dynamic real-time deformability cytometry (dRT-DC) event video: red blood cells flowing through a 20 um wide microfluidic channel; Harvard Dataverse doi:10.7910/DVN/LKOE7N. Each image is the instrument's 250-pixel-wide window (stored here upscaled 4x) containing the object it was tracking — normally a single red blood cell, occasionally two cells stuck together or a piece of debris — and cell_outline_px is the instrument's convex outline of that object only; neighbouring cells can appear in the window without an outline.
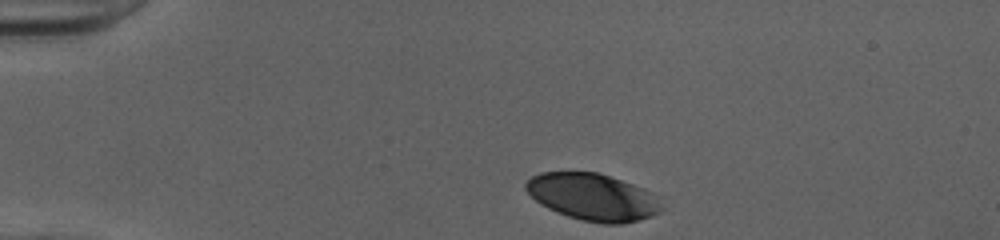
{"species": "human", "species_latin": "Homo sapiens", "temperature_condition": "cold", "stored_images_in_passage": 33, "camera_frame_rate_fps": 3000, "um_per_image_px": 0.085, "donor": {"sex": "female"}, "frame": {"image": 1, "passage_image": 1, "time_ms": 0.0, "image_size_px": [1000, 240], "cell_outline_px": [[664, 208], [660, 212], [652, 216], [640, 220], [620, 224], [604, 224], [580, 220], [556, 212], [540, 204], [524, 188], [524, 184], [532, 176], [540, 172], [600, 172], [644, 188], [660, 196]], "centroid_in_image_um": [50.45, 16.75], "position_along_channel_um": 34.6, "area_um2": 37.69}}
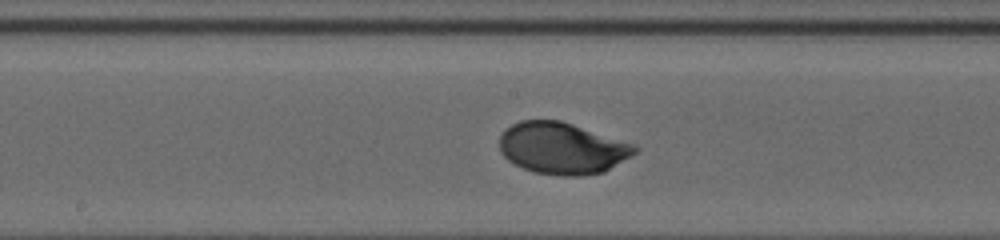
{"frame": {"image": 2, "passage_image": 18, "time_ms": 5.667, "image_size_px": [1000, 240], "cell_outline_px": [[640, 148], [632, 156], [604, 172], [584, 176], [560, 176], [536, 172], [524, 168], [508, 160], [500, 152], [500, 136], [512, 124], [520, 120], [560, 120], [636, 144]], "centroid_in_image_um": [47.83, 12.6], "position_along_channel_um": 200.4, "area_um2": 40.81}}
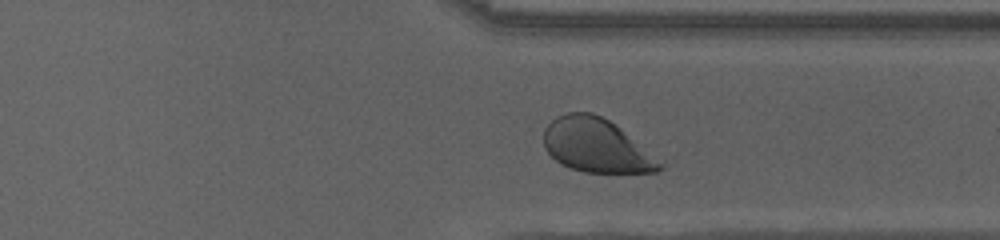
{"frame": {"image": 3, "passage_image": 30, "time_ms": 9.667, "image_size_px": [1000, 240], "cell_outline_px": [[664, 168], [656, 172], [584, 172], [560, 164], [544, 148], [544, 128], [556, 116], [568, 112], [592, 112], [616, 124], [664, 164]], "centroid_in_image_um": [50.67, 12.36], "position_along_channel_um": 360.7, "area_um2": 36.18}, "authors_computed_cell_mechanics": {"area_um2": 39.4196, "velocity_mm_per_s": 4.002, "shape_relaxation_time_tau1_ms": 2.4801, "shape_relaxation_time_tau2_ms": null, "deformation_change_tau1": 0.145, "deformation_change_tau2": null}}